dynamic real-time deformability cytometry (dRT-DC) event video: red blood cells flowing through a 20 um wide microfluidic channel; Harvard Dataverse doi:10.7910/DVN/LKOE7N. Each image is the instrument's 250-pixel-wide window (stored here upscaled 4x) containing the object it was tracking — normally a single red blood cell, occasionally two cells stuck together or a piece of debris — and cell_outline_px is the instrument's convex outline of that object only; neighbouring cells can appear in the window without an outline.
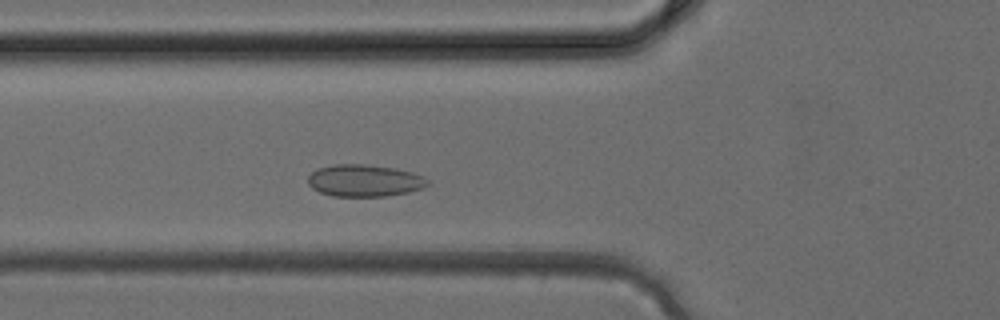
{"species": "common noctule bat (a hibernating species)", "species_latin": "Nyctalus noctula", "temperature_condition": "cold", "stored_images_in_passage": 33, "camera_frame_rate_fps": 3000, "um_per_image_px": 0.085, "animal": {"sex": "female", "body_mass_g": 24.6, "forearm_length_mm": 56.2}, "frame": {"image": 1, "passage_image": 9, "time_ms": 2.667, "image_size_px": [1000, 320], "cell_outline_px": [[428, 184], [424, 188], [408, 192], [384, 196], [332, 196], [320, 192], [312, 188], [308, 184], [308, 176], [316, 168], [336, 164], [364, 164], [392, 168], [412, 172], [424, 176], [428, 180]], "centroid_in_image_um": [30.96, 15.35], "position_along_channel_um": 94.8, "area_um2": 22.31}}
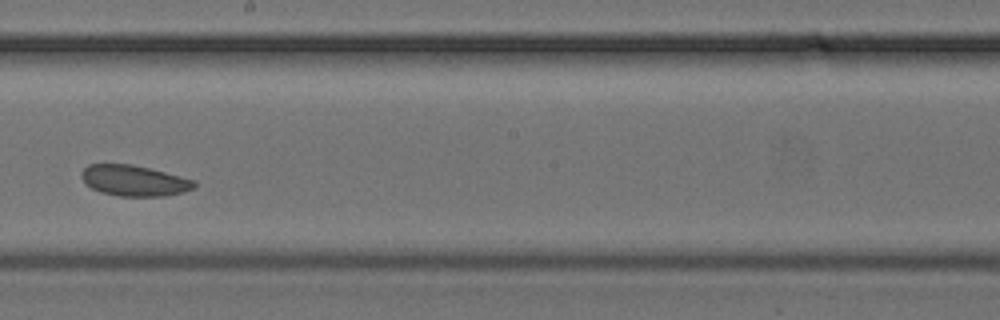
{"frame": {"image": 2, "passage_image": 17, "time_ms": 5.333, "image_size_px": [1000, 320], "cell_outline_px": [[196, 188], [184, 192], [164, 196], [120, 196], [100, 192], [92, 188], [80, 176], [80, 172], [88, 164], [132, 164], [196, 180]], "centroid_in_image_um": [11.42, 15.35], "position_along_channel_um": 236.8, "area_um2": 20.23}}
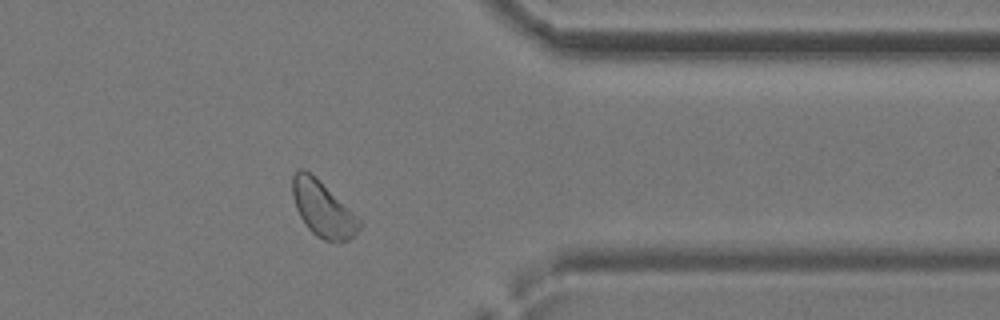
{"frame": {"image": 3, "passage_image": 26, "time_ms": 8.333, "image_size_px": [1000, 320], "cell_outline_px": [[360, 228], [348, 240], [324, 240], [316, 236], [308, 228], [300, 216], [296, 208], [292, 196], [292, 176], [296, 168], [304, 168], [348, 208], [360, 220]], "centroid_in_image_um": [27.38, 17.75], "position_along_channel_um": 384.0, "area_um2": 20.87}}